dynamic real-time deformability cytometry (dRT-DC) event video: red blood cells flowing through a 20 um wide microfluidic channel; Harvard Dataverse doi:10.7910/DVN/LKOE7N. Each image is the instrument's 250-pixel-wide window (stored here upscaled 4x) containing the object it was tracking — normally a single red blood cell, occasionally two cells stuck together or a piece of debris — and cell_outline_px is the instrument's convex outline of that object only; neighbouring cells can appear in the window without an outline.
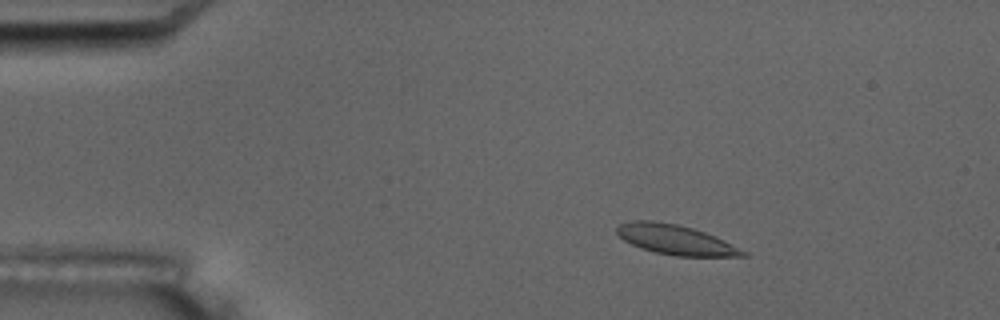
{"species": "common noctule bat (a hibernating species)", "species_latin": "Nyctalus noctula", "temperature_condition": "room temperature", "stored_images_in_passage": 4, "camera_frame_rate_fps": 3000, "um_per_image_px": 0.085, "animal": {"sex": "male", "body_mass_g": 17.5, "forearm_length_mm": 52.3}, "frame": {"image": 1, "passage_image": 2, "time_ms": 1.333, "image_size_px": [1000, 320], "cell_outline_px": [[748, 256], [676, 256], [656, 252], [640, 248], [624, 240], [616, 232], [616, 228], [620, 224], [632, 220], [652, 220], [676, 224], [692, 228], [704, 232], [724, 240], [748, 252]], "centroid_in_image_um": [57.42, 20.37], "position_along_channel_um": 27.6, "area_um2": 21.73}}